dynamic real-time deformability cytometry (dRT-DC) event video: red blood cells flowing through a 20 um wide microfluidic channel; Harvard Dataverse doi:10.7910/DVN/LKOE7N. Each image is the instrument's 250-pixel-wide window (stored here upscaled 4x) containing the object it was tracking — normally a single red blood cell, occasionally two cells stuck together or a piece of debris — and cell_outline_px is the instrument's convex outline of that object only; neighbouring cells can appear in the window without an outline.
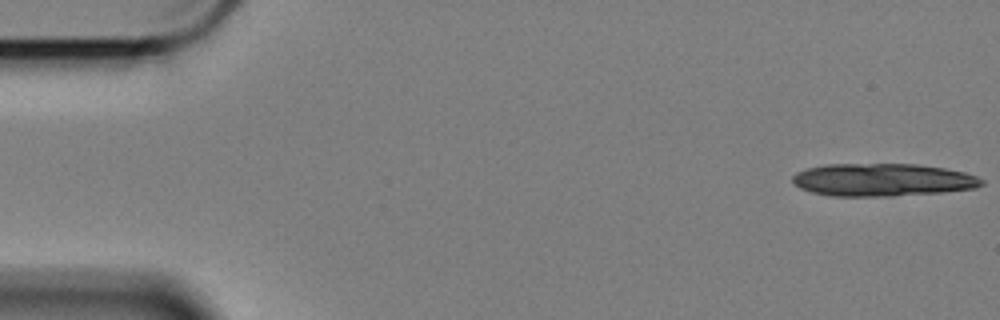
{"species": "Egyptian fruit bat (a non-hibernating species)", "species_latin": "Rousettus aegyptiacus", "temperature_condition": "cold", "stored_images_in_passage": 14, "camera_frame_rate_fps": 3000, "um_per_image_px": 0.085, "animal": {"sex": "female"}, "frame": {"image": 1, "passage_image": 1, "time_ms": 0.0, "image_size_px": [1000, 320], "cell_outline_px": [[984, 184], [976, 188], [940, 192], [892, 196], [832, 196], [812, 192], [800, 188], [792, 180], [792, 176], [796, 172], [808, 168], [824, 164], [916, 164], [944, 168], [964, 172], [976, 176], [984, 180]], "centroid_in_image_um": [75.02, 15.28], "position_along_channel_um": 10.0, "area_um2": 36.07}}